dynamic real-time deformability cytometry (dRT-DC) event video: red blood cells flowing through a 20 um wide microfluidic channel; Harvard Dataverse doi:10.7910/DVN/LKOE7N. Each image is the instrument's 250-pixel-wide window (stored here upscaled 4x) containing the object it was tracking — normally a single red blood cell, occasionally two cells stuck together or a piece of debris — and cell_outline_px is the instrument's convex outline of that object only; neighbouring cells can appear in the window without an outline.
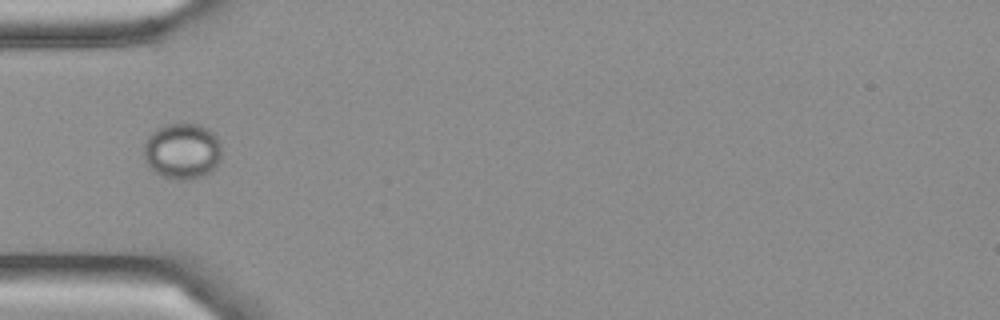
{"species": "Egyptian fruit bat (a non-hibernating species)", "species_latin": "Rousettus aegyptiacus", "temperature_condition": "cold", "stored_images_in_passage": 7, "camera_frame_rate_fps": 3000, "um_per_image_px": 0.085, "frame": {"image": 1, "passage_image": 4, "time_ms": 1.0, "image_size_px": [1000, 320], "cell_outline_px": [[220, 160], [216, 168], [212, 172], [192, 180], [168, 180], [152, 172], [148, 168], [144, 160], [144, 144], [148, 136], [156, 128], [164, 124], [200, 124], [208, 128], [220, 140]], "centroid_in_image_um": [15.47, 12.88], "position_along_channel_um": 69.5, "area_um2": 26.18}}
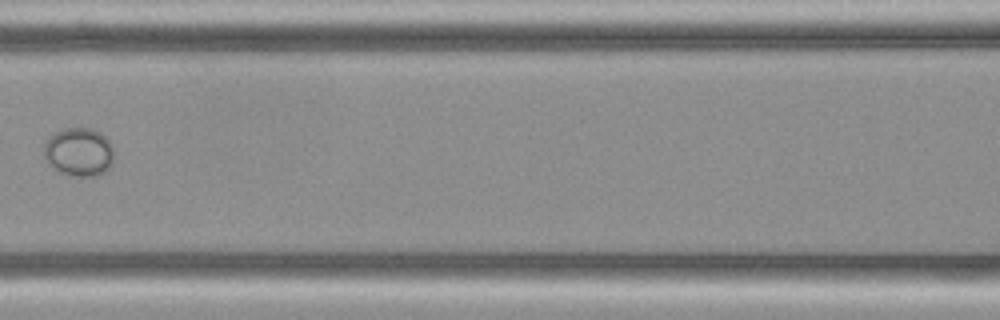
{"frame": {"image": 2, "passage_image": 6, "time_ms": 1.667, "image_size_px": [1000, 320], "cell_outline_px": [[112, 164], [100, 176], [72, 176], [60, 172], [44, 156], [44, 144], [60, 128], [92, 128], [100, 132], [112, 144]], "centroid_in_image_um": [6.74, 12.91], "position_along_channel_um": 159.9, "area_um2": 19.59}}
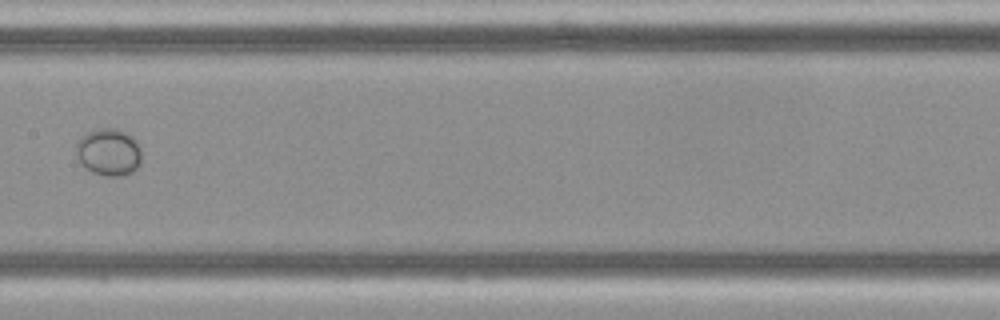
{"frame": {"image": 3, "passage_image": 7, "time_ms": 2.0, "image_size_px": [1000, 320], "cell_outline_px": [[140, 164], [132, 172], [124, 176], [108, 176], [92, 172], [84, 168], [80, 164], [76, 152], [76, 144], [80, 136], [88, 132], [100, 128], [112, 128], [128, 132], [136, 140], [140, 148]], "centroid_in_image_um": [9.23, 12.93], "position_along_channel_um": 198.2, "area_um2": 18.21}}